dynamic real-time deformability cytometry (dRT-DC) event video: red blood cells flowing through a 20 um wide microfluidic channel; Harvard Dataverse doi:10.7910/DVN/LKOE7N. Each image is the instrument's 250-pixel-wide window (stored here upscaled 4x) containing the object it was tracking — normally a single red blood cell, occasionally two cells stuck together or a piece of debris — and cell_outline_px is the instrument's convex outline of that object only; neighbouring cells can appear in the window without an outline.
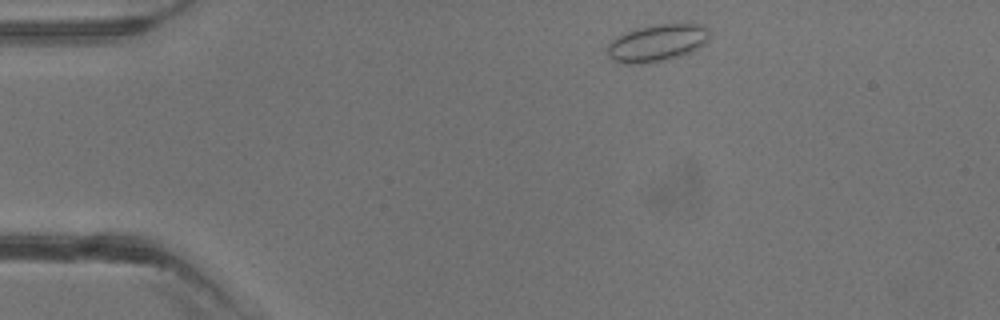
{"species": "common noctule bat (a hibernating species)", "species_latin": "Nyctalus noctula", "temperature_condition": "warm", "stored_images_in_passage": 1, "camera_frame_rate_fps": 3000, "um_per_image_px": 0.085, "animal": {"sex": "male", "body_mass_g": 13.3}, "frame": {"image": 1, "passage_image": 1, "time_ms": 0.0, "image_size_px": [1000, 320], "cell_outline_px": [[708, 40], [704, 44], [692, 52], [668, 60], [640, 64], [624, 64], [612, 60], [608, 56], [608, 44], [616, 36], [640, 28], [656, 24], [700, 24], [708, 28]], "centroid_in_image_um": [55.85, 3.67], "position_along_channel_um": 29.1, "area_um2": 22.08}}